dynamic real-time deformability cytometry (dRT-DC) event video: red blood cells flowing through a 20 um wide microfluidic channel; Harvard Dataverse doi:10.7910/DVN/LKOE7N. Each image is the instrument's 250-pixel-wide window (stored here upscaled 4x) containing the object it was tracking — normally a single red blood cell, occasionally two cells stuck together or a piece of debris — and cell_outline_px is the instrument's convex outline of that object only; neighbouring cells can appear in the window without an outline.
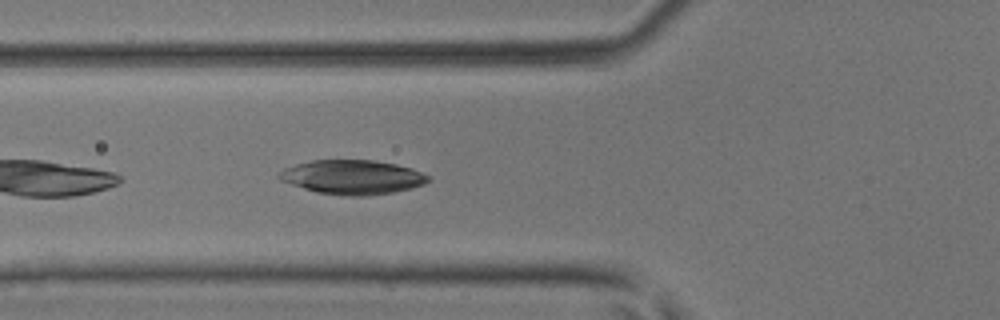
{"species": "common noctule bat (a hibernating species)", "species_latin": "Nyctalus noctula", "temperature_condition": "room temperature", "stored_images_in_passage": 12, "camera_frame_rate_fps": 3000, "um_per_image_px": 0.085, "animal": {"sex": "male", "body_mass_g": 17.9, "forearm_length_mm": 54.2}, "frame": {"image": 1, "passage_image": 4, "time_ms": 1.0, "image_size_px": [1000, 320], "cell_outline_px": [[428, 180], [424, 184], [412, 188], [392, 192], [364, 196], [348, 196], [316, 192], [280, 180], [276, 176], [284, 168], [296, 164], [312, 160], [376, 160], [396, 164], [412, 168], [428, 176]], "centroid_in_image_um": [29.94, 15.05], "position_along_channel_um": 95.9, "area_um2": 29.59}}
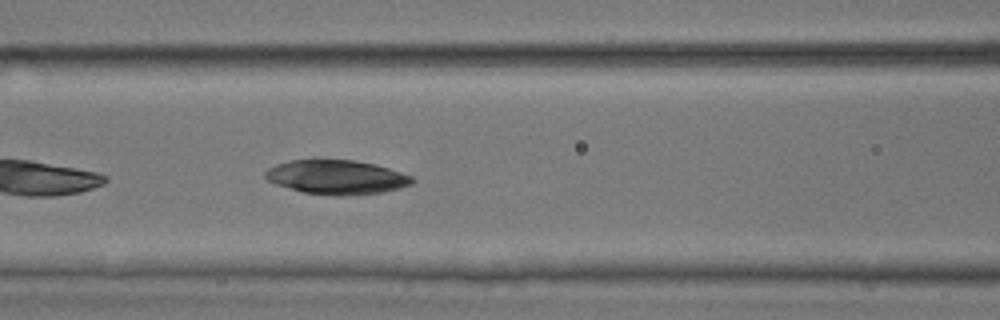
{"frame": {"image": 2, "passage_image": 7, "time_ms": 2.0, "image_size_px": [1000, 320], "cell_outline_px": [[416, 180], [412, 184], [400, 188], [384, 192], [340, 196], [332, 196], [304, 192], [276, 184], [268, 180], [264, 176], [264, 172], [268, 168], [276, 164], [292, 160], [356, 160], [388, 168], [412, 176]], "centroid_in_image_um": [28.62, 15.06], "position_along_channel_um": 138.0, "area_um2": 29.19}}